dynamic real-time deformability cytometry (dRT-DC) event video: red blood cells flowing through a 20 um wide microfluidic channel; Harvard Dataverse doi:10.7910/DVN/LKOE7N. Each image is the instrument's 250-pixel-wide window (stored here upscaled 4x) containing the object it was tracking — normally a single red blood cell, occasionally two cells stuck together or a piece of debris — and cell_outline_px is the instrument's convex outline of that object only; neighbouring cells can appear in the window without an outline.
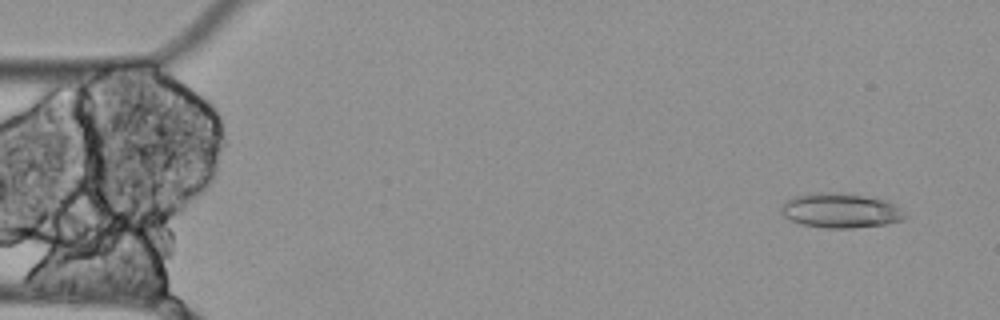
{"species": "Egyptian fruit bat (a non-hibernating species)", "species_latin": "Rousettus aegyptiacus", "temperature_condition": "cold", "stored_images_in_passage": 4, "segment_of_instrument_passage": [2, 2], "camera_frame_rate_fps": 3000, "um_per_image_px": 0.085, "animal": {"sex": "female"}, "frame": {"image": 1, "passage_image": 4, "time_ms": 1.0, "image_size_px": [1000, 320], "cell_outline_px": [[908, 216], [904, 220], [884, 224], [852, 228], [824, 228], [800, 224], [784, 216], [780, 212], [780, 208], [788, 200], [796, 196], [816, 192], [836, 192], [864, 196], [884, 200], [900, 208]], "centroid_in_image_um": [71.45, 17.9], "position_along_channel_um": 13.6, "area_um2": 24.85}}